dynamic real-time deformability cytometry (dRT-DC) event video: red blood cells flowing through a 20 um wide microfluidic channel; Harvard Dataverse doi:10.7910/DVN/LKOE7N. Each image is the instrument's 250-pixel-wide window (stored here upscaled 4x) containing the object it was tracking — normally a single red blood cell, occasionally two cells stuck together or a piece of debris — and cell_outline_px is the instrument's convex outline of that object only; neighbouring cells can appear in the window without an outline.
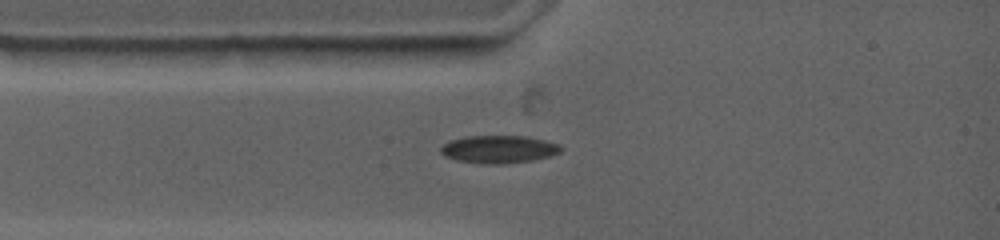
{"species": "common noctule bat (a hibernating species)", "species_latin": "Nyctalus noctula", "temperature_condition": "warm", "stored_images_in_passage": 3, "camera_frame_rate_fps": 4500, "um_per_image_px": 0.085, "animal": {"sex": "female", "body_mass_g": 19.0, "forearm_length_mm": 53.3}, "frame": {"image": 1, "passage_image": 1, "time_ms": 0.0, "image_size_px": [1000, 240], "cell_outline_px": [[564, 148], [560, 152], [548, 156], [532, 160], [504, 164], [488, 164], [456, 160], [444, 156], [440, 152], [440, 148], [444, 144], [452, 140], [464, 136], [528, 136], [560, 144]], "centroid_in_image_um": [42.4, 12.68], "position_along_channel_um": 42.6, "area_um2": 19.42}}